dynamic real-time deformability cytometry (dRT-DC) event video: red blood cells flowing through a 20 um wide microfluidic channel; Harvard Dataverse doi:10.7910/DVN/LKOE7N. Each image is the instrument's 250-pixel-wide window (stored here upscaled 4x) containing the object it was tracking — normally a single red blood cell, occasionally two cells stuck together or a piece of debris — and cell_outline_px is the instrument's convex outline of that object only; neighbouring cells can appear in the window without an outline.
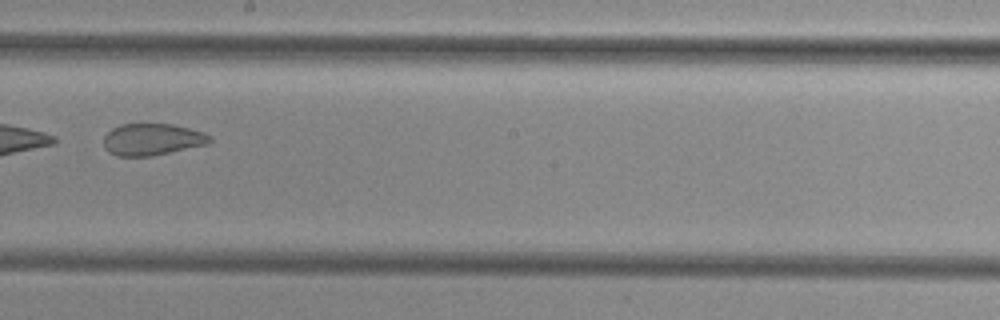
{"species": "common noctule bat (a hibernating species)", "species_latin": "Nyctalus noctula", "temperature_condition": "cold", "stored_images_in_passage": 6, "camera_frame_rate_fps": 3000, "um_per_image_px": 0.085, "animal": {"sex": "female", "body_mass_g": 29.2, "forearm_length_mm": 56.3}, "frame": {"image": 1, "passage_image": 6, "time_ms": 6.667, "image_size_px": [1000, 320], "cell_outline_px": [[212, 140], [208, 144], [152, 156], [116, 156], [108, 152], [104, 148], [104, 136], [112, 128], [120, 124], [172, 124], [204, 132], [212, 136]], "centroid_in_image_um": [12.93, 11.85], "position_along_channel_um": 235.3, "area_um2": 19.77}}